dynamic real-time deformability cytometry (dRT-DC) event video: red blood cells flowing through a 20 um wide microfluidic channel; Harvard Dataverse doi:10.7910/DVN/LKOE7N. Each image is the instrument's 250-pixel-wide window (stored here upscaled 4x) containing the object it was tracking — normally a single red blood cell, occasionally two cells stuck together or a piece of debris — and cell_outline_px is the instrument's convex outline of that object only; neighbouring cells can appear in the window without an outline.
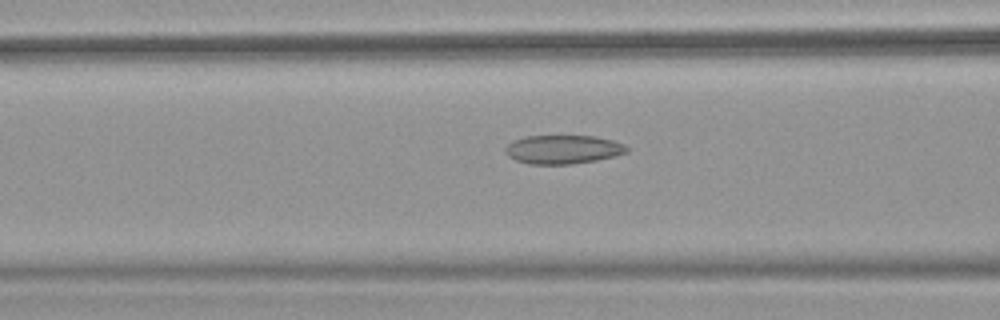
{"species": "common noctule bat (a hibernating species)", "species_latin": "Nyctalus noctula", "temperature_condition": "warm", "stored_images_in_passage": 32, "camera_frame_rate_fps": 3000, "um_per_image_px": 0.085, "animal": {"sex": "female", "body_mass_g": 18.4}, "frame": {"image": 1, "passage_image": 10, "time_ms": 3.0, "image_size_px": [1000, 320], "cell_outline_px": [[628, 152], [616, 156], [596, 160], [572, 164], [528, 164], [516, 160], [508, 156], [504, 152], [504, 148], [512, 140], [524, 136], [596, 136], [612, 140], [624, 144], [628, 148]], "centroid_in_image_um": [47.84, 12.7], "position_along_channel_um": 118.8, "area_um2": 20.52}}
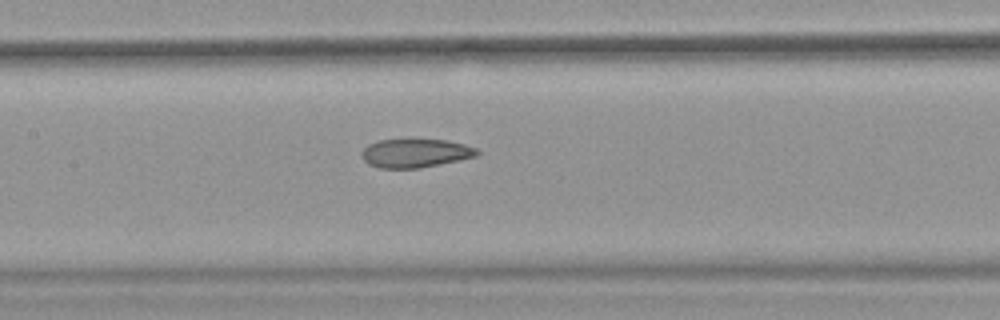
{"frame": {"image": 2, "passage_image": 14, "time_ms": 4.333, "image_size_px": [1000, 320], "cell_outline_px": [[480, 152], [476, 156], [460, 160], [420, 168], [380, 168], [368, 164], [364, 160], [360, 152], [368, 144], [380, 140], [412, 136], [444, 140], [464, 144], [476, 148]], "centroid_in_image_um": [35.28, 12.97], "position_along_channel_um": 172.1, "area_um2": 20.06}}